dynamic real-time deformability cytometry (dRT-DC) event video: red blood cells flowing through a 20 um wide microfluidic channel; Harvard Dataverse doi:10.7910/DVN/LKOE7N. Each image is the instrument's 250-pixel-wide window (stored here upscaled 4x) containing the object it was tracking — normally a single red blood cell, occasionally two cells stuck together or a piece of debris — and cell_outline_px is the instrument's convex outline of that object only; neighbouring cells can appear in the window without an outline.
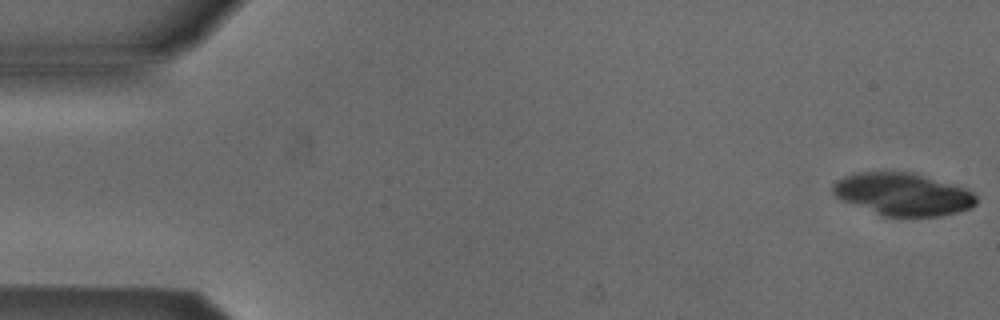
{"species": "Egyptian fruit bat (a non-hibernating species)", "species_latin": "Rousettus aegyptiacus", "temperature_condition": "cold", "stored_images_in_passage": 53, "camera_frame_rate_fps": 3000, "um_per_image_px": 0.085, "animal": {"sex": "male"}, "frame": {"image": 1, "passage_image": 1, "time_ms": 0.0, "image_size_px": [1000, 320], "cell_outline_px": [[976, 204], [972, 208], [940, 216], [884, 216], [844, 200], [836, 196], [832, 192], [832, 184], [836, 180], [844, 176], [856, 172], [912, 172], [968, 188], [976, 196]], "centroid_in_image_um": [76.77, 16.49], "position_along_channel_um": 8.2, "area_um2": 35.37}}
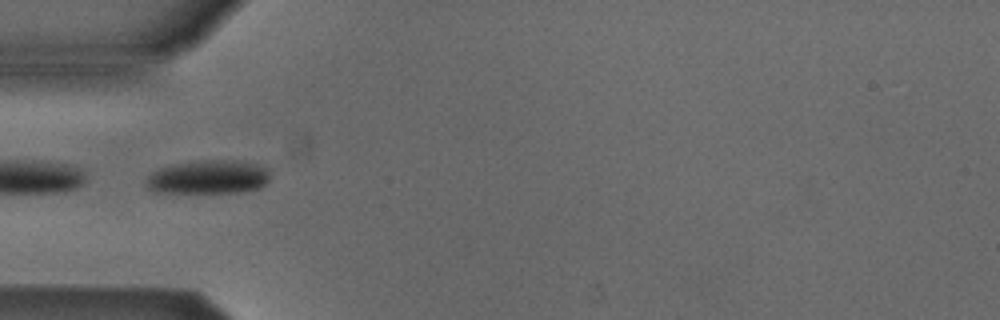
{"frame": {"image": 2, "passage_image": 17, "time_ms": 5.333, "image_size_px": [1000, 320], "cell_outline_px": [[268, 180], [260, 188], [240, 192], [156, 192], [148, 188], [144, 184], [148, 176], [152, 172], [160, 168], [172, 164], [204, 160], [236, 160], [256, 164], [268, 168]], "centroid_in_image_um": [17.69, 15.04], "position_along_channel_um": 67.3, "area_um2": 24.28}}
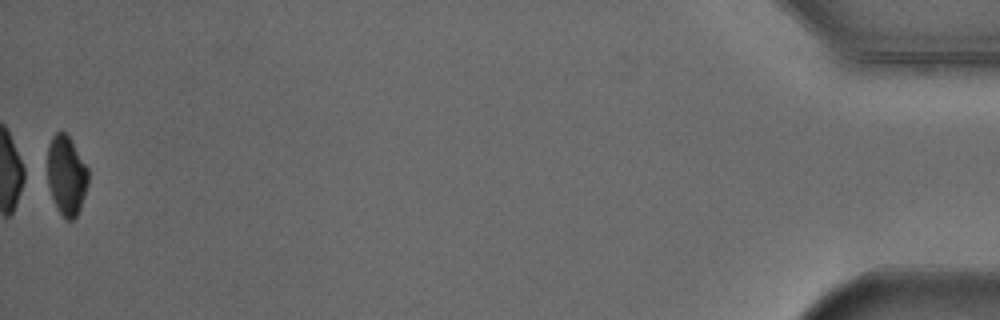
{"frame": {"image": 3, "passage_image": 53, "time_ms": 17.333, "image_size_px": [1000, 320], "cell_outline_px": [[88, 184], [80, 208], [76, 216], [72, 220], [68, 220], [56, 208], [48, 184], [48, 144], [52, 136], [56, 132], [64, 132], [68, 136], [88, 168]], "centroid_in_image_um": [5.64, 14.9], "position_along_channel_um": 429.6, "area_um2": 18.61}, "authors_computed_cell_mechanics": {"area_um2": 24.854, "velocity_mm_per_s": 3.8569, "shape_relaxation_time_tau1_ms": 4.3624, "shape_relaxation_time_tau2_ms": null, "deformation_change_tau1": 0.1003, "deformation_change_tau2": null}}